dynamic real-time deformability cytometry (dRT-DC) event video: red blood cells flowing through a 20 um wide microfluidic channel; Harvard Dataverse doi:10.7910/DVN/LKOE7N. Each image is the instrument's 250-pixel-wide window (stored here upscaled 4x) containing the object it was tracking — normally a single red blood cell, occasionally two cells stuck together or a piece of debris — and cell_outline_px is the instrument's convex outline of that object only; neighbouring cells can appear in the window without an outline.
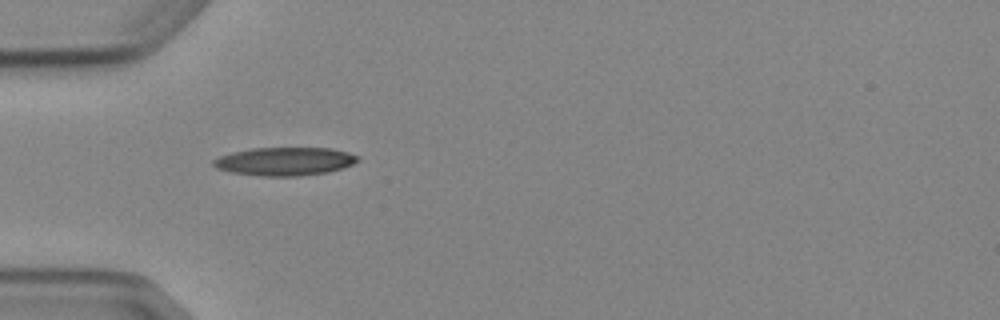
{"species": "Egyptian fruit bat (a non-hibernating species)", "species_latin": "Rousettus aegyptiacus", "temperature_condition": "cold", "stored_images_in_passage": 5, "camera_frame_rate_fps": 3000, "um_per_image_px": 0.085, "animal": {"sex": "female"}, "frame": {"image": 1, "passage_image": 1, "time_ms": 0.0, "image_size_px": [1000, 320], "cell_outline_px": [[360, 160], [344, 168], [328, 172], [296, 176], [260, 176], [232, 172], [216, 168], [212, 164], [212, 160], [220, 156], [232, 152], [252, 148], [332, 148], [348, 152], [360, 156]], "centroid_in_image_um": [24.23, 13.71], "position_along_channel_um": 60.8, "area_um2": 23.87}}
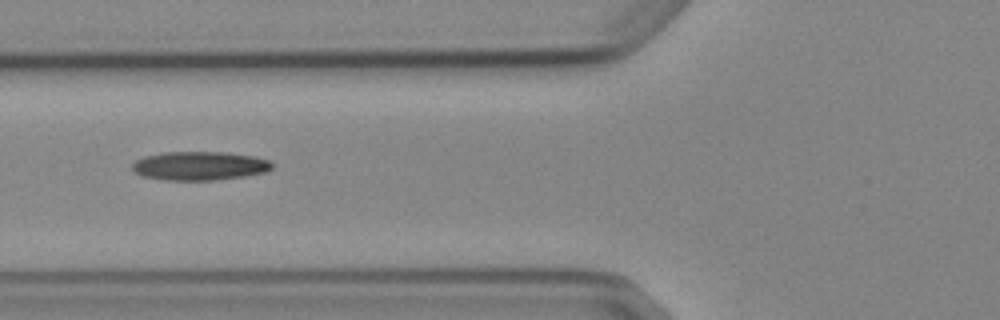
{"frame": {"image": 2, "passage_image": 2, "time_ms": 1.333, "image_size_px": [1000, 320], "cell_outline_px": [[272, 168], [264, 172], [244, 176], [212, 180], [164, 180], [140, 176], [132, 168], [132, 164], [136, 160], [144, 156], [164, 152], [224, 152], [252, 156], [268, 160], [272, 164]], "centroid_in_image_um": [16.91, 14.1], "position_along_channel_um": 108.9, "area_um2": 23.29}}
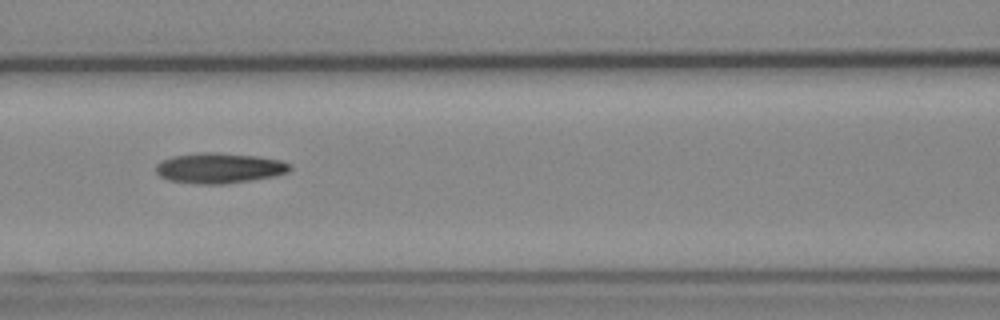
{"frame": {"image": 3, "passage_image": 3, "time_ms": 2.333, "image_size_px": [1000, 320], "cell_outline_px": [[292, 168], [288, 172], [276, 176], [252, 180], [224, 184], [196, 184], [168, 180], [160, 176], [156, 172], [156, 164], [160, 160], [172, 156], [196, 152], [220, 152], [256, 156], [280, 160], [292, 164]], "centroid_in_image_um": [18.63, 14.28], "position_along_channel_um": 148.0, "area_um2": 24.1}}